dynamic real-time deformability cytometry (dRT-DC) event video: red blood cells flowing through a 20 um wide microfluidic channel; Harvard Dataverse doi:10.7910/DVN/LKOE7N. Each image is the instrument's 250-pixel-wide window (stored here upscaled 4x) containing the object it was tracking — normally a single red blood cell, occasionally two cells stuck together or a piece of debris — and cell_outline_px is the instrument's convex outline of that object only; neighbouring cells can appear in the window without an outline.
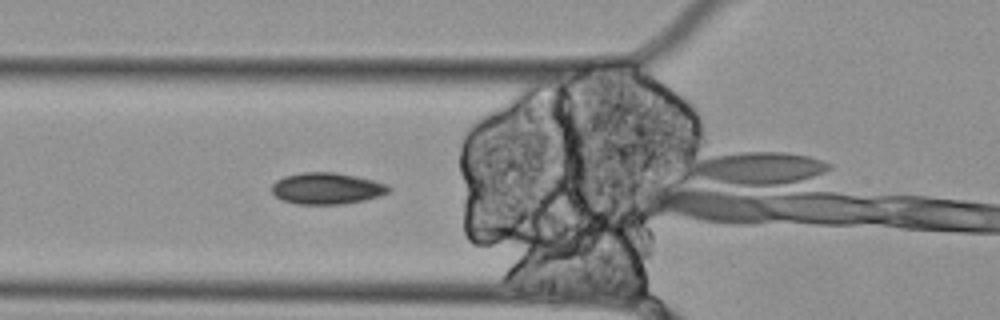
{"species": "Egyptian fruit bat (a non-hibernating species)", "species_latin": "Rousettus aegyptiacus", "temperature_condition": "cold", "stored_images_in_passage": 13, "camera_frame_rate_fps": 3000, "um_per_image_px": 0.085, "animal": {"sex": "female"}, "frame": {"image": 1, "passage_image": 12, "time_ms": 3.667, "image_size_px": [1000, 320], "cell_outline_px": [[392, 188], [388, 192], [380, 196], [364, 200], [344, 204], [296, 204], [280, 200], [272, 192], [272, 184], [276, 180], [284, 176], [304, 172], [332, 172], [356, 176], [388, 184]], "centroid_in_image_um": [27.77, 16.02], "position_along_channel_um": 98.0, "area_um2": 21.56}}